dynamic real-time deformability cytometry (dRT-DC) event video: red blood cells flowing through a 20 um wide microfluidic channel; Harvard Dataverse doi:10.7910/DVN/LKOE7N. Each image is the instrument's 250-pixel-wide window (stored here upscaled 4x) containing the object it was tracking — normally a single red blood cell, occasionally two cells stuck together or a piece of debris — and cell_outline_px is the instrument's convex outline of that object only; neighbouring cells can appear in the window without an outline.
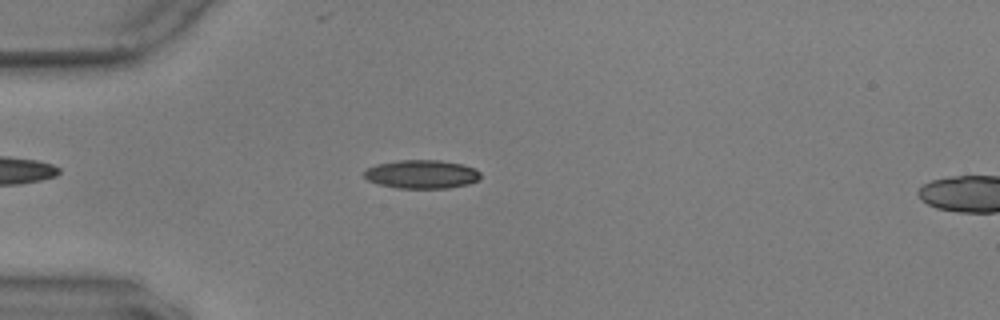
{"species": "common noctule bat (a hibernating species)", "species_latin": "Nyctalus noctula", "temperature_condition": "warm", "stored_images_in_passage": 49, "camera_frame_rate_fps": 3000, "um_per_image_px": 0.085, "animal": {"sex": "male", "body_mass_g": 17.9, "forearm_length_mm": 54.2}, "frame": {"image": 1, "passage_image": 8, "time_ms": 2.333, "image_size_px": [1000, 320], "cell_outline_px": [[480, 180], [468, 184], [448, 188], [396, 188], [376, 184], [368, 180], [364, 176], [364, 172], [368, 168], [376, 164], [400, 160], [440, 160], [460, 164], [476, 168], [480, 172]], "centroid_in_image_um": [35.85, 14.81], "position_along_channel_um": 49.2, "area_um2": 19.48}}
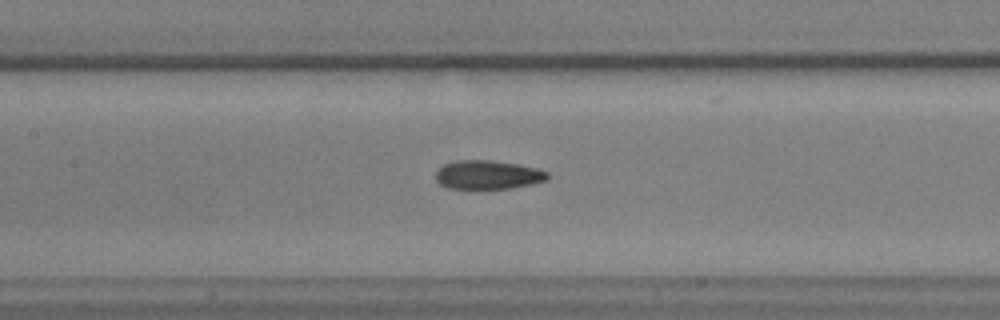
{"frame": {"image": 2, "passage_image": 19, "time_ms": 6.0, "image_size_px": [1000, 320], "cell_outline_px": [[548, 180], [532, 184], [512, 188], [448, 188], [440, 184], [436, 180], [436, 172], [444, 164], [456, 160], [492, 160], [516, 164], [536, 168], [548, 172]], "centroid_in_image_um": [41.47, 14.85], "position_along_channel_um": 165.9, "area_um2": 18.67}}
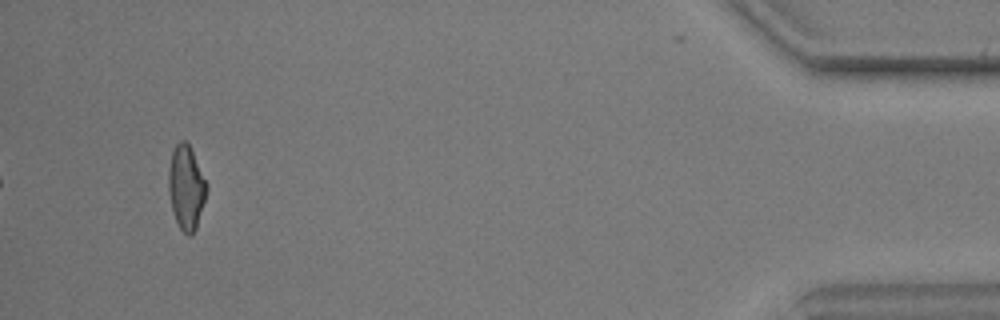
{"frame": {"image": 3, "passage_image": 46, "time_ms": 15.0, "image_size_px": [1000, 320], "cell_outline_px": [[208, 188], [196, 228], [192, 236], [188, 236], [180, 228], [176, 220], [172, 208], [168, 192], [168, 168], [172, 152], [176, 144], [180, 140], [184, 140], [188, 144], [208, 184]], "centroid_in_image_um": [15.82, 15.94], "position_along_channel_um": 419.4, "area_um2": 18.55}, "authors_computed_cell_mechanics": {"area_um2": 18.9006, "velocity_mm_per_s": 3.5834, "shape_relaxation_time_tau1_ms": 6.6173, "shape_relaxation_time_tau2_ms": 2.7102, "deformation_change_tau1": 0.1718, "deformation_change_tau2": 0.0928}}